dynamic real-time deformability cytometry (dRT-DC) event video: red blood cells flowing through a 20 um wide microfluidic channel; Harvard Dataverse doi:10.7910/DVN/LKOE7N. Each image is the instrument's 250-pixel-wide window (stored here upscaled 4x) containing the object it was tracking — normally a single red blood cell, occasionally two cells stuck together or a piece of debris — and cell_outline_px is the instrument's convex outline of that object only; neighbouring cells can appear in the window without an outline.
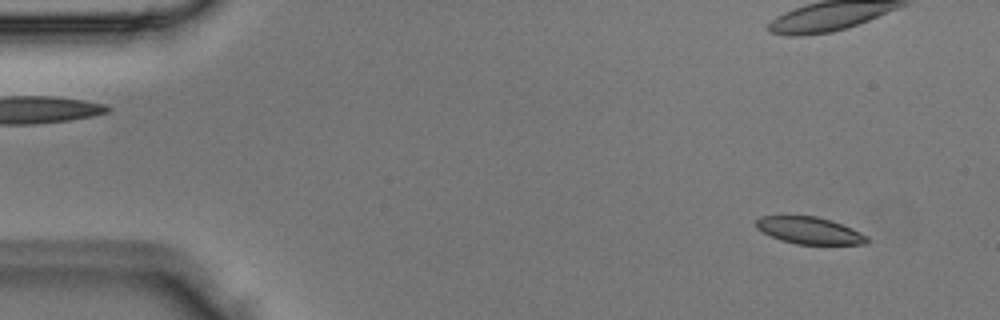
{"species": "Egyptian fruit bat (a non-hibernating species)", "species_latin": "Rousettus aegyptiacus", "temperature_condition": "room temperature", "stored_images_in_passage": 2, "segment_of_instrument_passage": [2, 2], "camera_frame_rate_fps": 3000, "um_per_image_px": 0.085, "animal": {"sex": "male"}, "frame": {"image": 1, "passage_image": 2, "time_ms": 0.333, "image_size_px": [1000, 320], "cell_outline_px": [[868, 244], [796, 244], [780, 240], [756, 228], [756, 220], [760, 216], [816, 216], [832, 220], [852, 228], [868, 236]], "centroid_in_image_um": [68.82, 19.59], "position_along_channel_um": 16.2, "area_um2": 17.4}}